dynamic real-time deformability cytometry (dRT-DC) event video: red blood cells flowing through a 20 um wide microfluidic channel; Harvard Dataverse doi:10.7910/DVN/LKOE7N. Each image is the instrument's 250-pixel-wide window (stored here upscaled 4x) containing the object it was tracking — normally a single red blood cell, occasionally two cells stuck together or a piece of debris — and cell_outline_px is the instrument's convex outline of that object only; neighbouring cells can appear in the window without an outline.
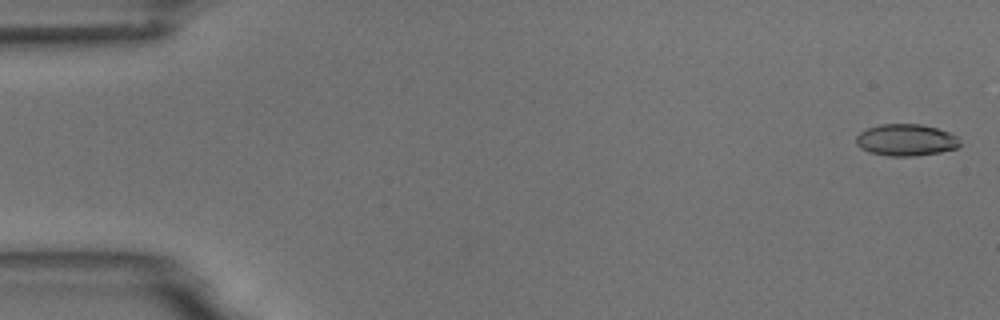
{"species": "common noctule bat (a hibernating species)", "species_latin": "Nyctalus noctula", "temperature_condition": "room temperature", "stored_images_in_passage": 7, "camera_frame_rate_fps": 3000, "um_per_image_px": 0.085, "animal": {"sex": "male", "body_mass_g": 18.8}, "frame": {"image": 1, "passage_image": 1, "time_ms": 0.0, "image_size_px": [1000, 320], "cell_outline_px": [[960, 144], [956, 148], [940, 152], [916, 156], [888, 156], [868, 152], [860, 148], [856, 144], [856, 136], [860, 132], [868, 128], [880, 124], [920, 124], [936, 128], [948, 132], [956, 136]], "centroid_in_image_um": [76.97, 11.91], "position_along_channel_um": 8.0, "area_um2": 19.19}}
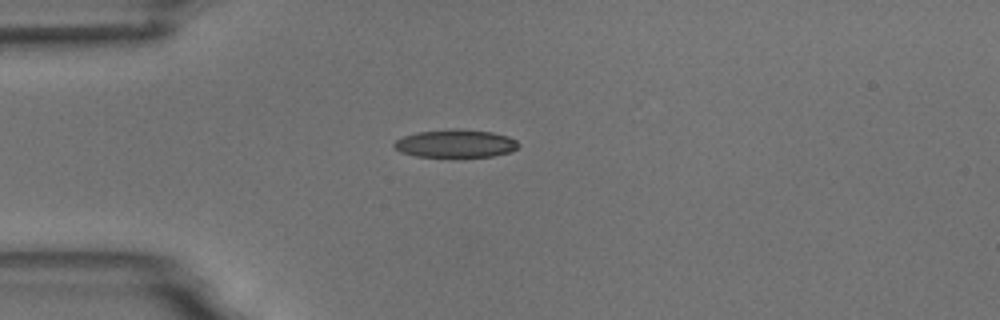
{"frame": {"image": 2, "passage_image": 4, "time_ms": 4.333, "image_size_px": [1000, 320], "cell_outline_px": [[520, 144], [512, 152], [492, 156], [452, 160], [416, 156], [400, 152], [392, 144], [396, 140], [404, 136], [416, 132], [456, 128], [492, 132], [508, 136], [516, 140]], "centroid_in_image_um": [38.72, 12.25], "position_along_channel_um": 46.3, "area_um2": 21.27}}